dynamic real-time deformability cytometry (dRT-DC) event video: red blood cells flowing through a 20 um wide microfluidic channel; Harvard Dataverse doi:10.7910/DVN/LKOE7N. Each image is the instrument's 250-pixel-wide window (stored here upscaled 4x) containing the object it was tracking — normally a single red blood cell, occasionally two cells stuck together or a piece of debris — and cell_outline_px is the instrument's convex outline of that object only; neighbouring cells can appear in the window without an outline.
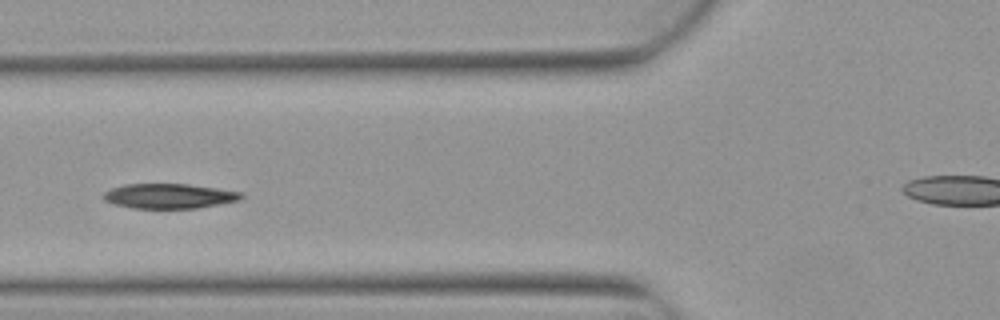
{"species": "Egyptian fruit bat (a non-hibernating species)", "species_latin": "Rousettus aegyptiacus", "temperature_condition": "warm", "stored_images_in_passage": 5, "camera_frame_rate_fps": 3000, "um_per_image_px": 0.085, "animal": {"sex": "female"}, "frame": {"image": 1, "passage_image": 5, "time_ms": 1.333, "image_size_px": [1000, 320], "cell_outline_px": [[244, 196], [240, 200], [196, 208], [132, 208], [116, 204], [104, 200], [100, 196], [104, 192], [112, 188], [124, 184], [188, 184], [244, 192]], "centroid_in_image_um": [14.37, 16.66], "position_along_channel_um": 111.4, "area_um2": 19.94}}